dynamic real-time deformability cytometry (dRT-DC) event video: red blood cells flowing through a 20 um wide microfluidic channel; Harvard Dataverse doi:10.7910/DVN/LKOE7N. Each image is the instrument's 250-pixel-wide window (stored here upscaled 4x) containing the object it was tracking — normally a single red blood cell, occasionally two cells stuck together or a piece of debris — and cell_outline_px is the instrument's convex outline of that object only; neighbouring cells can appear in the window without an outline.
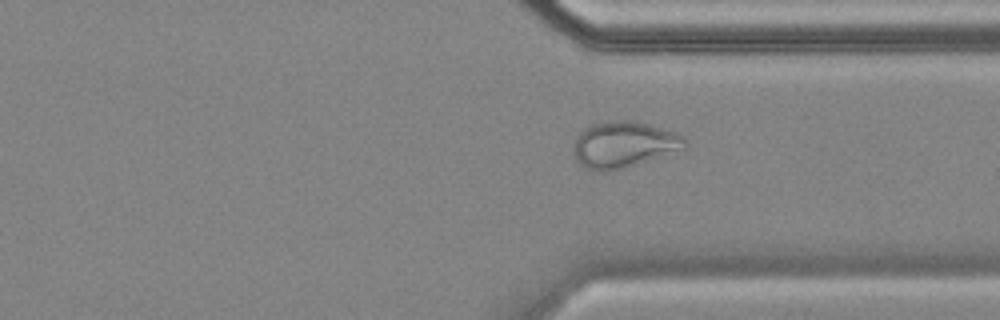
{"species": "common noctule bat (a hibernating species)", "species_latin": "Nyctalus noctula", "temperature_condition": "cold", "stored_images_in_passage": 56, "camera_frame_rate_fps": 3000, "um_per_image_px": 0.085, "animal": {"sex": "female", "body_mass_g": 18.4}, "frame": {"image": 1, "passage_image": 42, "time_ms": 13.667, "image_size_px": [1000, 320], "cell_outline_px": [[688, 144], [684, 148], [620, 168], [604, 172], [596, 172], [584, 168], [576, 160], [576, 136], [584, 128], [592, 124], [612, 120], [636, 120], [676, 132], [684, 136]], "centroid_in_image_um": [53.01, 12.26], "position_along_channel_um": 358.4, "area_um2": 29.54}}
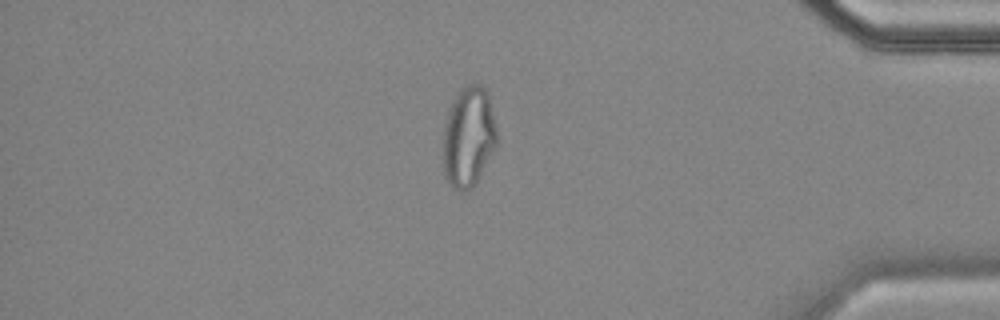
{"frame": {"image": 2, "passage_image": 48, "time_ms": 15.667, "image_size_px": [1000, 320], "cell_outline_px": [[496, 144], [472, 188], [460, 192], [448, 180], [444, 172], [444, 124], [448, 108], [452, 100], [468, 84], [480, 84], [484, 88], [488, 96], [496, 128]], "centroid_in_image_um": [39.8, 11.6], "position_along_channel_um": 395.4, "area_um2": 30.58}}